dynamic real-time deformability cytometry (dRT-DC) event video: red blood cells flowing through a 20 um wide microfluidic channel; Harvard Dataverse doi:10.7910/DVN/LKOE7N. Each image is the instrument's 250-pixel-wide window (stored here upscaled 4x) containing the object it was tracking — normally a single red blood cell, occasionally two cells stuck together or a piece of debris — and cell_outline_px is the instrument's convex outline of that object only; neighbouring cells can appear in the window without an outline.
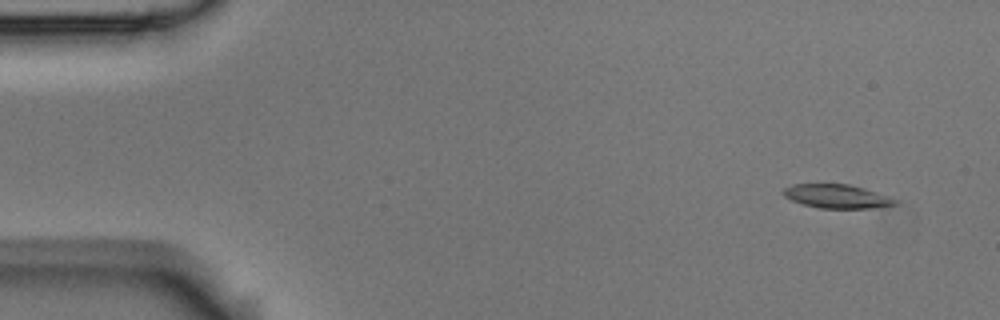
{"species": "Egyptian fruit bat (a non-hibernating species)", "species_latin": "Rousettus aegyptiacus", "temperature_condition": "room temperature", "stored_images_in_passage": 9, "camera_frame_rate_fps": 3000, "um_per_image_px": 0.085, "animal": {"sex": "male"}, "frame": {"image": 1, "passage_image": 1, "time_ms": 0.0, "image_size_px": [1000, 320], "cell_outline_px": [[896, 204], [868, 208], [820, 208], [804, 204], [792, 200], [784, 196], [780, 192], [784, 188], [792, 184], [848, 184], [864, 188], [876, 192], [896, 200]], "centroid_in_image_um": [71.05, 16.67], "position_along_channel_um": 13.9, "area_um2": 15.2}}
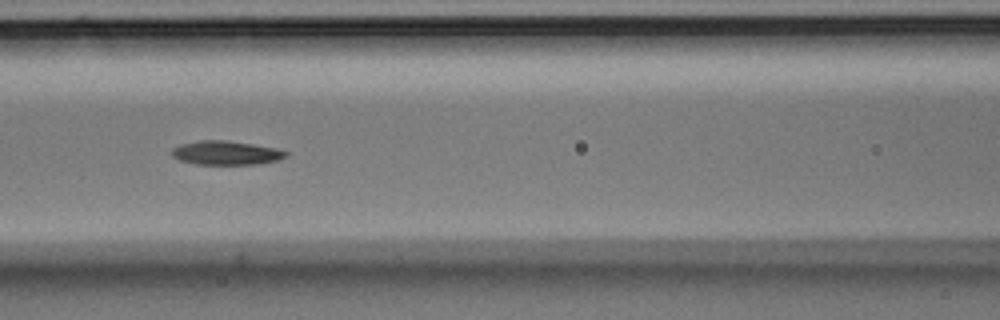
{"frame": {"image": 2, "passage_image": 6, "time_ms": 1.667, "image_size_px": [1000, 320], "cell_outline_px": [[288, 156], [276, 160], [256, 164], [196, 164], [180, 160], [172, 156], [172, 148], [180, 144], [200, 140], [228, 140], [276, 148], [288, 152]], "centroid_in_image_um": [19.2, 12.98], "position_along_channel_um": 147.4, "area_um2": 15.84}}
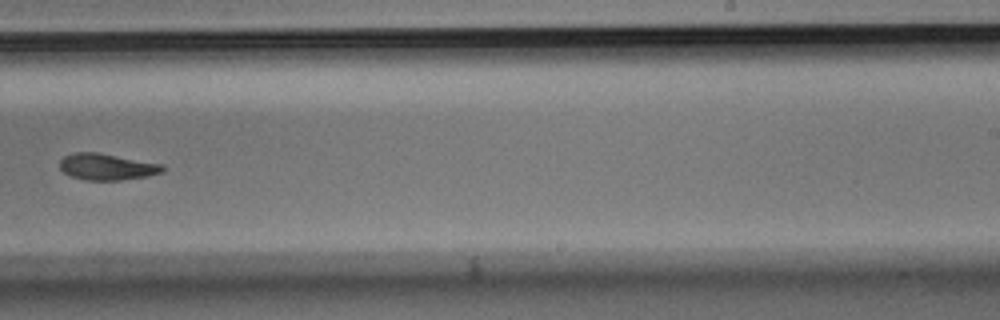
{"frame": {"image": 3, "passage_image": 9, "time_ms": 2.667, "image_size_px": [1000, 320], "cell_outline_px": [[164, 172], [148, 176], [120, 180], [84, 180], [72, 176], [64, 172], [60, 168], [60, 160], [64, 156], [76, 152], [96, 152], [164, 164]], "centroid_in_image_um": [9.11, 14.18], "position_along_channel_um": 279.9, "area_um2": 15.84}}